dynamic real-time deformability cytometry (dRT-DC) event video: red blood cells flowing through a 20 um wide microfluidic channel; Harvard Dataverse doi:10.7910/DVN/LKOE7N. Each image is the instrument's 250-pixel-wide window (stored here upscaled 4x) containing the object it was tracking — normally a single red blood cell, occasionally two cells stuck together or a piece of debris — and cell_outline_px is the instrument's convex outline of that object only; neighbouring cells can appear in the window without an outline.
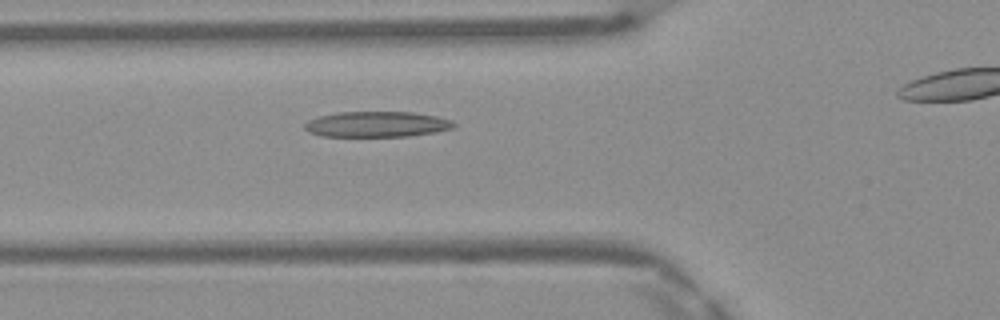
{"species": "Egyptian fruit bat (a non-hibernating species)", "species_latin": "Rousettus aegyptiacus", "temperature_condition": "warm", "stored_images_in_passage": 34, "camera_frame_rate_fps": 3000, "um_per_image_px": 0.085, "frame": {"image": 1, "passage_image": 11, "time_ms": 3.333, "image_size_px": [1000, 320], "cell_outline_px": [[456, 124], [452, 128], [436, 132], [408, 136], [320, 136], [308, 132], [304, 128], [304, 124], [308, 120], [320, 116], [340, 112], [412, 112], [436, 116], [452, 120]], "centroid_in_image_um": [32.02, 10.56], "position_along_channel_um": 93.8, "area_um2": 22.2}}
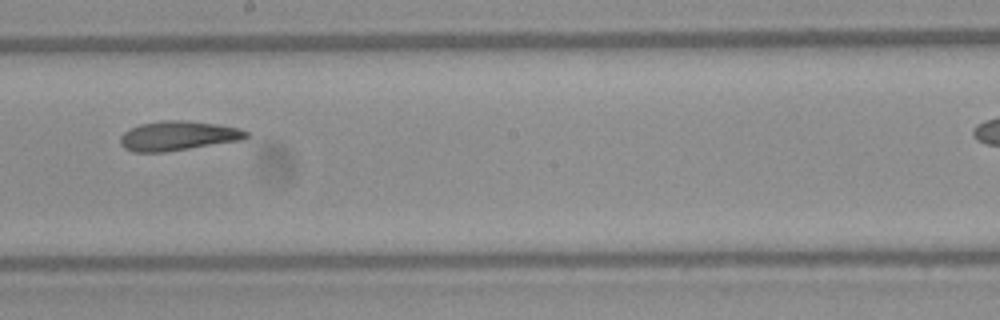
{"frame": {"image": 2, "passage_image": 21, "time_ms": 6.667, "image_size_px": [1000, 320], "cell_outline_px": [[248, 136], [244, 140], [164, 152], [132, 152], [124, 148], [120, 144], [120, 136], [124, 132], [140, 124], [164, 120], [184, 120], [216, 124], [240, 128], [248, 132]], "centroid_in_image_um": [15.14, 11.55], "position_along_channel_um": 233.1, "area_um2": 21.68}}
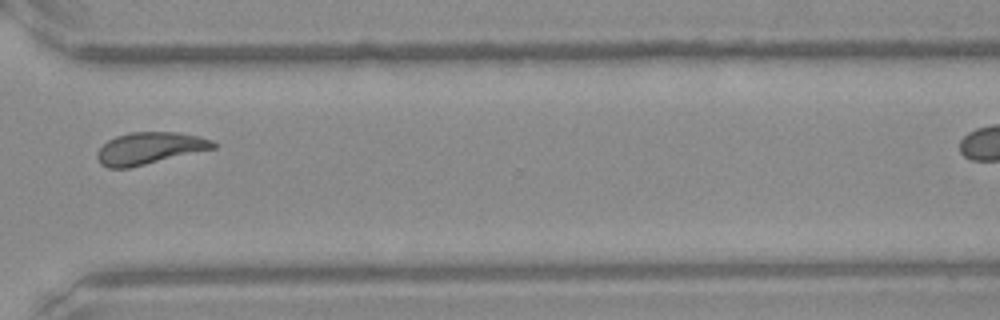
{"frame": {"image": 3, "passage_image": 30, "time_ms": 9.667, "image_size_px": [1000, 320], "cell_outline_px": [[216, 148], [128, 168], [108, 168], [100, 164], [96, 156], [96, 152], [108, 140], [116, 136], [132, 132], [176, 132], [200, 136], [212, 140], [216, 144]], "centroid_in_image_um": [12.7, 12.6], "position_along_channel_um": 357.9, "area_um2": 21.56}}